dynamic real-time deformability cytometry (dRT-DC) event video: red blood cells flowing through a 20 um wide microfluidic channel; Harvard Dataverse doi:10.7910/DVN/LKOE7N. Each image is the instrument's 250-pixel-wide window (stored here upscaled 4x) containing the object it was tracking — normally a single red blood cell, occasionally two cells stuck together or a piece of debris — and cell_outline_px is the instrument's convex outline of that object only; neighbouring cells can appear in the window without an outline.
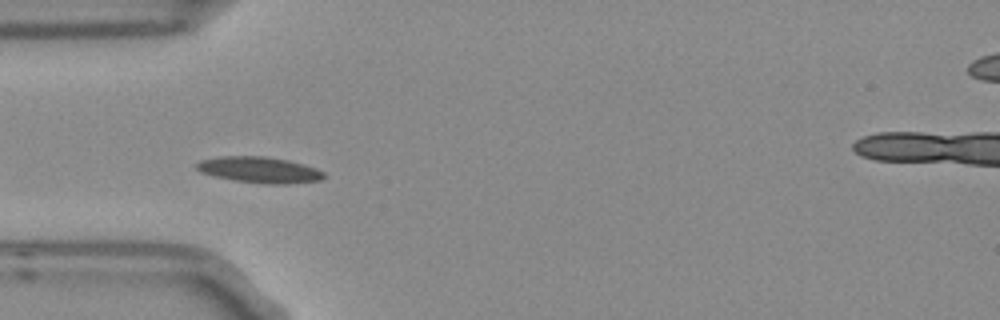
{"species": "Egyptian fruit bat (a non-hibernating species)", "species_latin": "Rousettus aegyptiacus", "temperature_condition": "room temperature", "stored_images_in_passage": 4, "camera_frame_rate_fps": 3000, "um_per_image_px": 0.085, "frame": {"image": 1, "passage_image": 3, "time_ms": 0.667, "image_size_px": [1000, 320], "cell_outline_px": [[328, 176], [320, 180], [288, 184], [264, 184], [236, 180], [216, 176], [200, 172], [196, 168], [196, 164], [200, 160], [220, 156], [264, 156], [288, 160], [304, 164], [316, 168], [324, 172]], "centroid_in_image_um": [22.09, 14.43], "position_along_channel_um": 62.9, "area_um2": 19.36}}
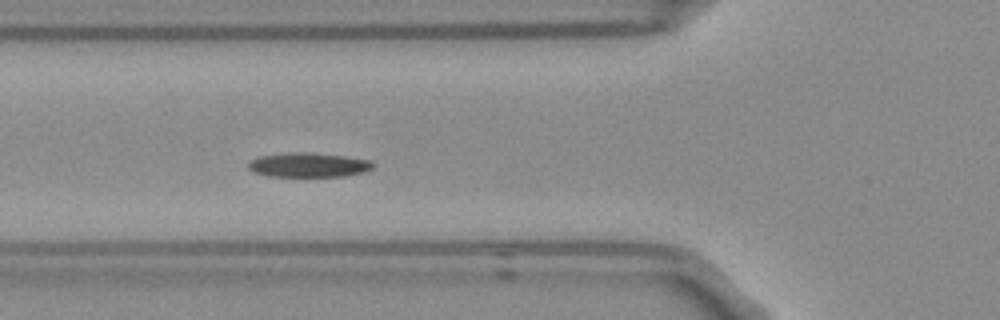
{"frame": {"image": 2, "passage_image": 4, "time_ms": 1.0, "image_size_px": [1000, 320], "cell_outline_px": [[376, 164], [372, 168], [364, 172], [344, 176], [268, 176], [252, 172], [248, 168], [248, 164], [252, 160], [260, 156], [292, 152], [304, 152], [344, 156], [372, 160]], "centroid_in_image_um": [26.25, 14.02], "position_along_channel_um": 99.6, "area_um2": 17.69}}